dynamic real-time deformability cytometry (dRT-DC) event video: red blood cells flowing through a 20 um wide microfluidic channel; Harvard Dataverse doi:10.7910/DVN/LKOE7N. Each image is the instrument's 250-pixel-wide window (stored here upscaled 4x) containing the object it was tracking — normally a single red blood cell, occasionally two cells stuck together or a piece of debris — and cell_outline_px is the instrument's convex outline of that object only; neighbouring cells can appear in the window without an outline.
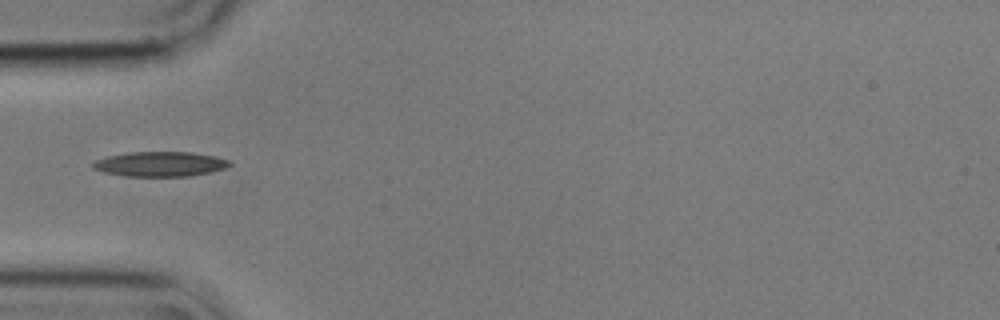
{"species": "common noctule bat (a hibernating species)", "species_latin": "Nyctalus noctula", "temperature_condition": "cold", "stored_images_in_passage": 5, "camera_frame_rate_fps": 3000, "um_per_image_px": 0.085, "animal": {"sex": "male", "body_mass_g": 17.9}, "frame": {"image": 1, "passage_image": 1, "time_ms": 0.0, "image_size_px": [1000, 320], "cell_outline_px": [[232, 164], [224, 168], [208, 172], [188, 176], [124, 176], [104, 172], [92, 168], [92, 164], [96, 160], [108, 156], [128, 152], [192, 152], [212, 156], [228, 160]], "centroid_in_image_um": [13.56, 13.94], "position_along_channel_um": 71.4, "area_um2": 19.54}}
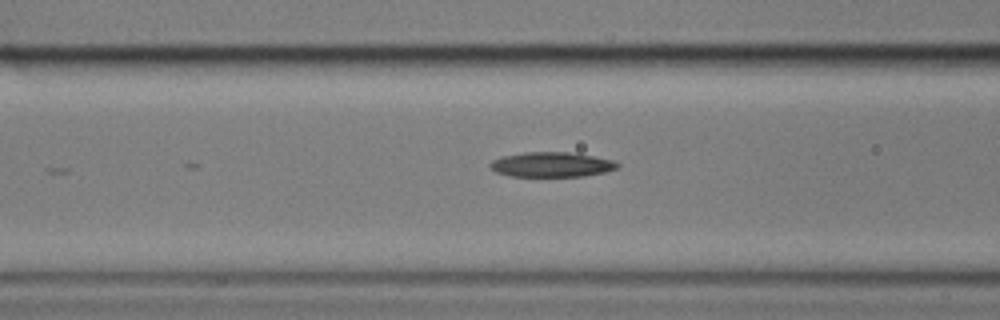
{"frame": {"image": 2, "passage_image": 5, "time_ms": 1.333, "image_size_px": [1000, 320], "cell_outline_px": [[620, 168], [604, 172], [584, 176], [512, 176], [496, 172], [488, 164], [492, 160], [500, 156], [524, 152], [568, 152], [616, 160], [620, 164]], "centroid_in_image_um": [46.91, 13.98], "position_along_channel_um": 119.7, "area_um2": 18.55}}